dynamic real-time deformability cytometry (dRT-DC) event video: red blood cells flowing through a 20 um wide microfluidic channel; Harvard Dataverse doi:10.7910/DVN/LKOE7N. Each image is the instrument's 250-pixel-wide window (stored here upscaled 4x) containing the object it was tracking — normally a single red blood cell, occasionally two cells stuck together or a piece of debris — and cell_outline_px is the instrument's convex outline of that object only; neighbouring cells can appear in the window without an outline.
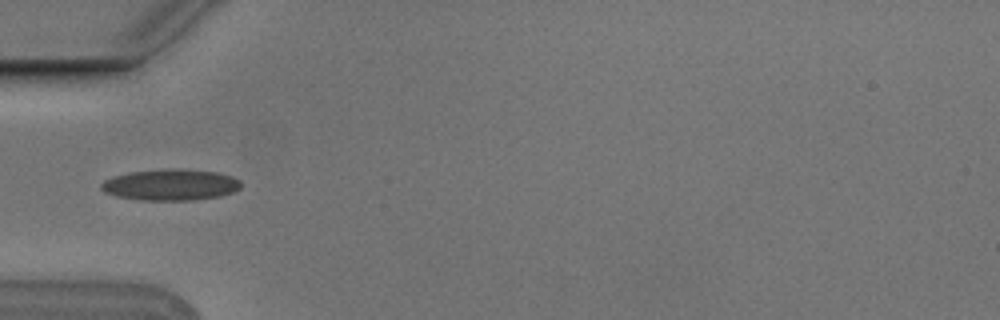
{"species": "Egyptian fruit bat (a non-hibernating species)", "species_latin": "Rousettus aegyptiacus", "temperature_condition": "cold", "stored_images_in_passage": 5, "camera_frame_rate_fps": 3000, "um_per_image_px": 0.085, "animal": {"sex": "male"}, "frame": {"image": 1, "passage_image": 5, "time_ms": 1.333, "image_size_px": [1000, 320], "cell_outline_px": [[240, 188], [232, 192], [220, 196], [192, 200], [140, 200], [116, 196], [104, 192], [100, 188], [100, 184], [104, 180], [112, 176], [128, 172], [172, 168], [180, 168], [216, 172], [232, 176], [240, 180]], "centroid_in_image_um": [14.47, 15.7], "position_along_channel_um": 70.5, "area_um2": 25.61}}